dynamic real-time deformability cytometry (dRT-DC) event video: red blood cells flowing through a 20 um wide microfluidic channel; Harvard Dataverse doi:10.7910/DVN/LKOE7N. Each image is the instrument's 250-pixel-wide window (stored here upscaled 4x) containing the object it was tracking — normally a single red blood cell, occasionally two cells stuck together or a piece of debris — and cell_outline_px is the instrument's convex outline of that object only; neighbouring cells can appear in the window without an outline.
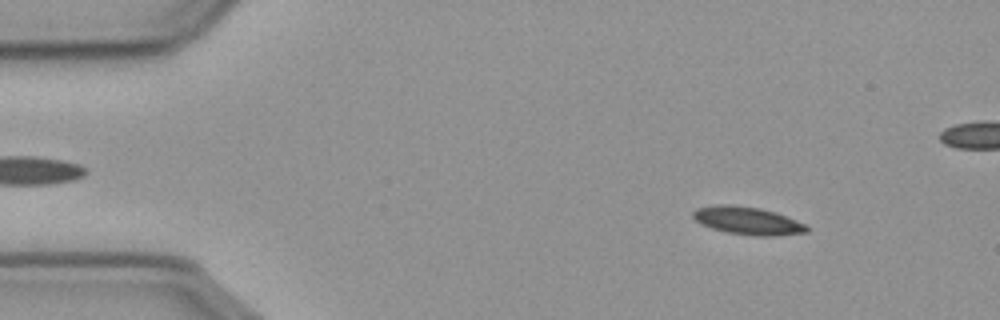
{"species": "common noctule bat (a hibernating species)", "species_latin": "Nyctalus noctula", "temperature_condition": "cold", "stored_images_in_passage": 58, "camera_frame_rate_fps": 3000, "um_per_image_px": 0.085, "animal": {"sex": "male", "body_mass_g": 23.1, "forearm_length_mm": 52.7}, "frame": {"image": 1, "passage_image": 7, "time_ms": 2.0, "image_size_px": [1000, 320], "cell_outline_px": [[808, 232], [776, 236], [756, 236], [728, 232], [712, 228], [700, 224], [692, 216], [692, 212], [696, 208], [716, 204], [732, 204], [760, 208], [776, 212], [796, 220], [804, 224], [808, 228]], "centroid_in_image_um": [63.53, 18.75], "position_along_channel_um": 21.5, "area_um2": 18.5}}
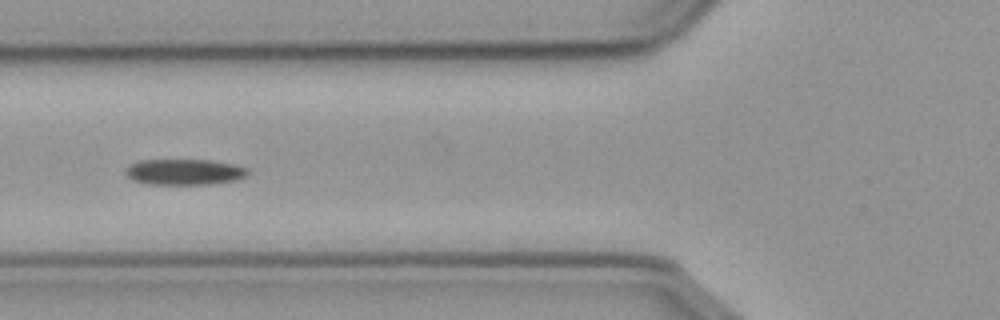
{"frame": {"image": 2, "passage_image": 21, "time_ms": 6.667, "image_size_px": [1000, 320], "cell_outline_px": [[248, 176], [236, 180], [208, 184], [148, 184], [132, 180], [124, 172], [132, 164], [140, 160], [212, 160], [232, 164], [248, 168]], "centroid_in_image_um": [15.7, 14.62], "position_along_channel_um": 110.1, "area_um2": 18.32}}
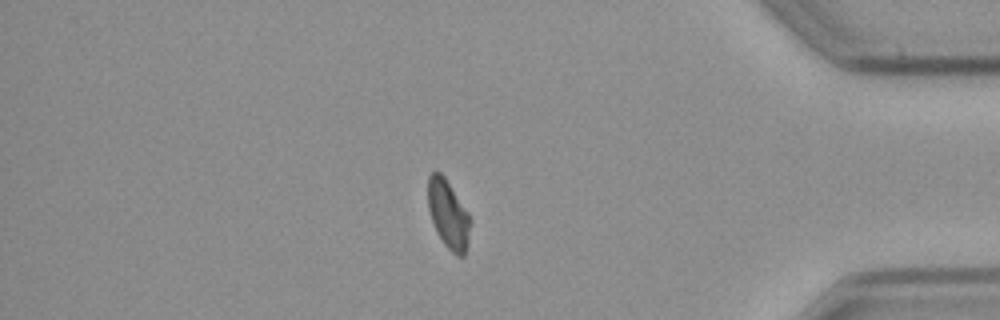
{"frame": {"image": 3, "passage_image": 48, "time_ms": 15.667, "image_size_px": [1000, 320], "cell_outline_px": [[472, 220], [468, 240], [464, 256], [456, 256], [444, 244], [436, 232], [428, 208], [428, 176], [432, 172], [440, 172], [444, 176], [468, 212]], "centroid_in_image_um": [38.11, 18.22], "position_along_channel_um": 397.1, "area_um2": 16.88}}